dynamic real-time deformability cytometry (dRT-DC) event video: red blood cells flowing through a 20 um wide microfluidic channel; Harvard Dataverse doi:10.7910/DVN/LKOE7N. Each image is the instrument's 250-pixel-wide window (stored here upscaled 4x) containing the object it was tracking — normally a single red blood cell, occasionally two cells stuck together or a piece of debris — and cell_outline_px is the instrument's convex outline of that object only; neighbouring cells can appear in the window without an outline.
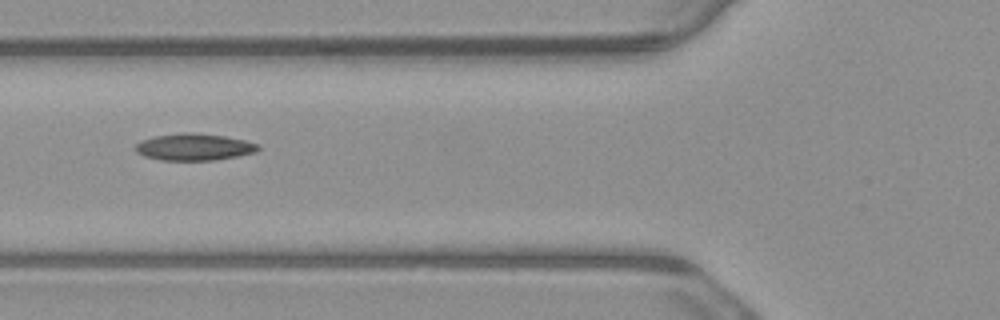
{"species": "common noctule bat (a hibernating species)", "species_latin": "Nyctalus noctula", "temperature_condition": "warm", "stored_images_in_passage": 6, "camera_frame_rate_fps": 3000, "um_per_image_px": 0.085, "animal": {"sex": "male", "body_mass_g": 23.1, "forearm_length_mm": 52.7}, "frame": {"image": 1, "passage_image": 3, "time_ms": 0.667, "image_size_px": [1000, 320], "cell_outline_px": [[260, 148], [256, 152], [236, 156], [212, 160], [160, 160], [144, 156], [136, 152], [136, 144], [140, 140], [152, 136], [180, 132], [196, 132], [224, 136], [244, 140], [260, 144]], "centroid_in_image_um": [16.47, 12.48], "position_along_channel_um": 109.3, "area_um2": 19.36}}
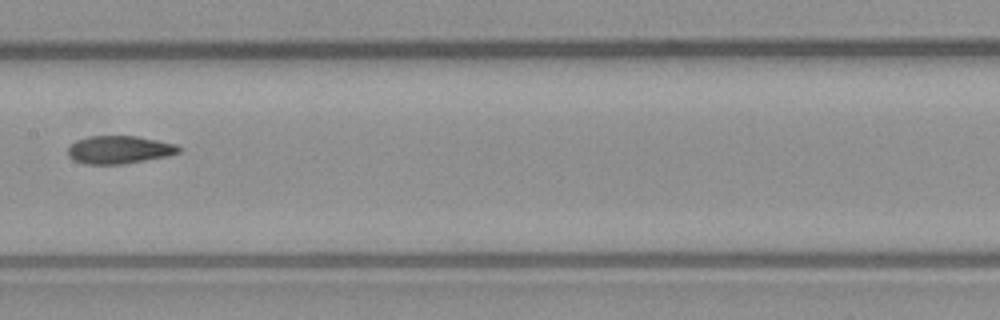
{"frame": {"image": 2, "passage_image": 5, "time_ms": 1.333, "image_size_px": [1000, 320], "cell_outline_px": [[180, 152], [168, 156], [120, 164], [84, 164], [72, 160], [68, 156], [68, 148], [76, 140], [88, 136], [136, 136], [176, 144], [180, 148]], "centroid_in_image_um": [10.1, 12.73], "position_along_channel_um": 197.3, "area_um2": 17.98}}
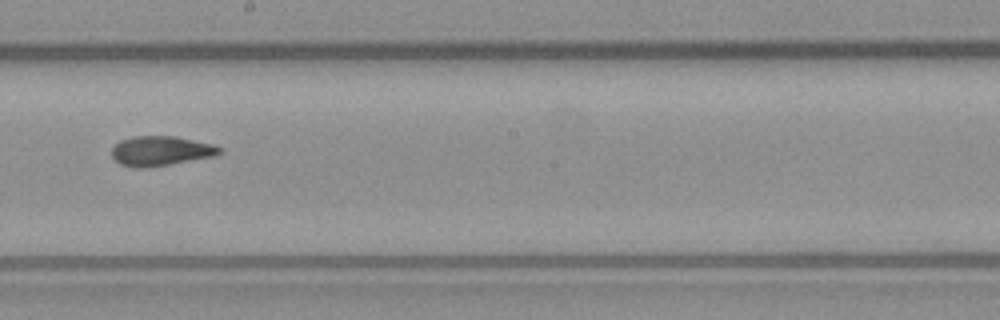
{"frame": {"image": 3, "passage_image": 6, "time_ms": 1.667, "image_size_px": [1000, 320], "cell_outline_px": [[224, 152], [216, 156], [148, 168], [136, 168], [120, 164], [112, 156], [112, 148], [120, 140], [132, 136], [176, 136], [212, 144], [224, 148]], "centroid_in_image_um": [13.71, 12.83], "position_along_channel_um": 234.5, "area_um2": 18.9}}